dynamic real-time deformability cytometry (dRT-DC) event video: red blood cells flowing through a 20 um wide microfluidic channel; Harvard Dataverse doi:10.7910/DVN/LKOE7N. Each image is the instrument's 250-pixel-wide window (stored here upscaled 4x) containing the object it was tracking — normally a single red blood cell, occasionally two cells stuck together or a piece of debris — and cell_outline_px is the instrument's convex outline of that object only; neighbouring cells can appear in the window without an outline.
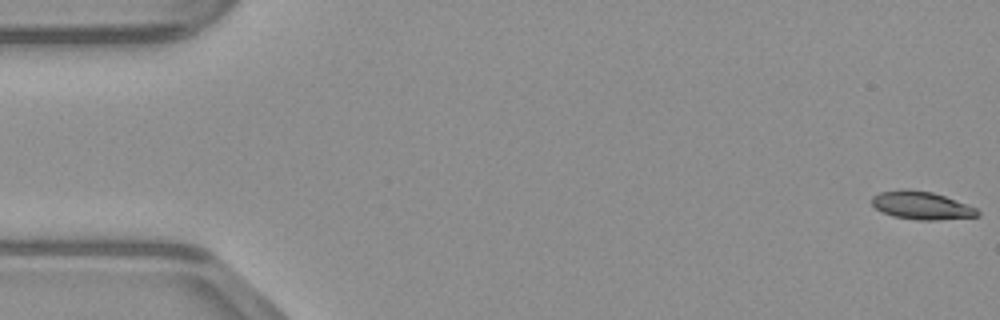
{"species": "common noctule bat (a hibernating species)", "species_latin": "Nyctalus noctula", "temperature_condition": "warm", "stored_images_in_passage": 48, "camera_frame_rate_fps": 3000, "um_per_image_px": 0.085, "animal": {"sex": "male", "body_mass_g": 23.1, "forearm_length_mm": 52.7}, "frame": {"image": 1, "passage_image": 1, "time_ms": 0.0, "image_size_px": [1000, 320], "cell_outline_px": [[980, 216], [940, 220], [916, 220], [892, 216], [876, 208], [872, 204], [872, 196], [880, 192], [904, 188], [908, 188], [932, 192], [944, 196], [976, 208], [980, 212]], "centroid_in_image_um": [78.32, 17.46], "position_along_channel_um": 6.7, "area_um2": 17.28}}
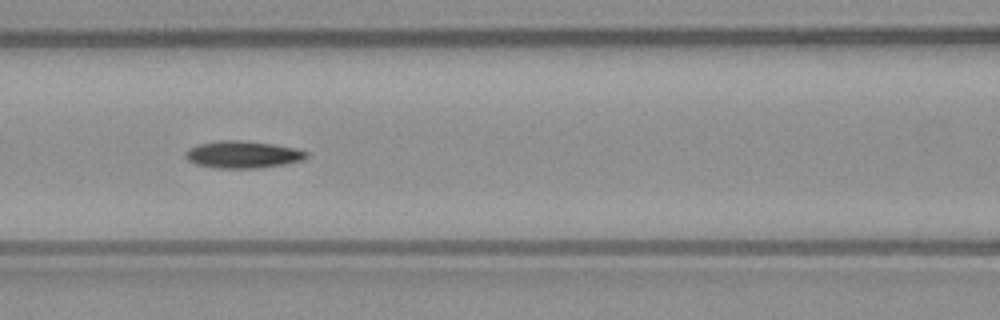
{"frame": {"image": 2, "passage_image": 21, "time_ms": 6.667, "image_size_px": [1000, 320], "cell_outline_px": [[308, 156], [304, 160], [284, 164], [256, 168], [220, 168], [196, 164], [188, 160], [184, 156], [184, 152], [188, 148], [196, 144], [216, 140], [244, 140], [272, 144], [296, 148], [308, 152]], "centroid_in_image_um": [20.61, 13.12], "position_along_channel_um": 146.0, "area_um2": 19.31}}
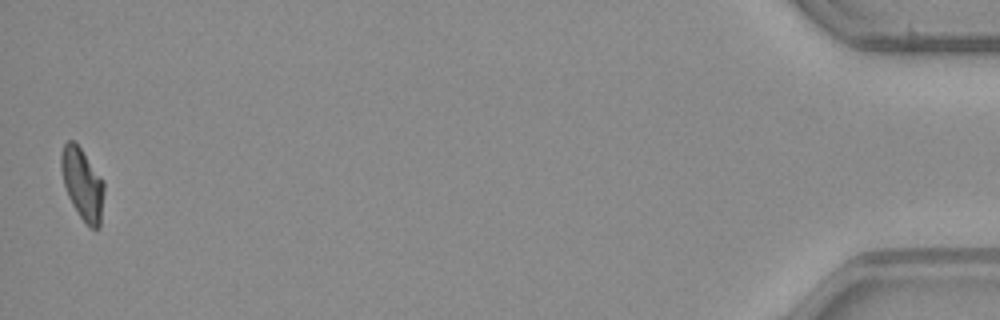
{"frame": {"image": 3, "passage_image": 48, "time_ms": 15.667, "image_size_px": [1000, 320], "cell_outline_px": [[104, 192], [100, 228], [92, 228], [80, 216], [72, 204], [68, 196], [64, 184], [60, 168], [60, 156], [64, 144], [68, 140], [72, 140], [80, 148], [104, 180]], "centroid_in_image_um": [7.01, 15.63], "position_along_channel_um": 428.2, "area_um2": 17.74}}